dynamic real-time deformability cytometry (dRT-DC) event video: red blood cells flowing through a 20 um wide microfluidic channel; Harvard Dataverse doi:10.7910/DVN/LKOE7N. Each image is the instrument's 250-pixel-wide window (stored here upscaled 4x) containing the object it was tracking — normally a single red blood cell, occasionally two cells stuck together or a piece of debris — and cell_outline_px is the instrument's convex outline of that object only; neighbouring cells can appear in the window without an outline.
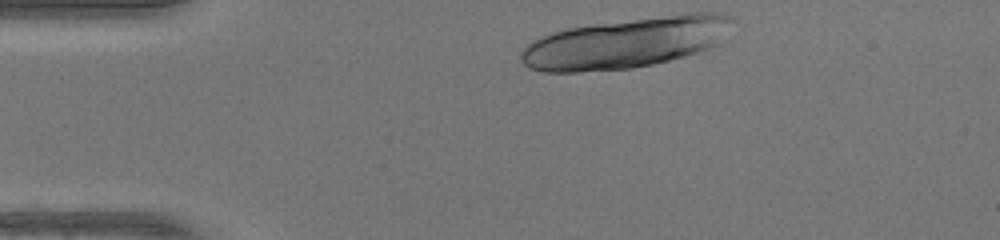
{"species": "human", "species_latin": "Homo sapiens", "temperature_condition": "warm", "stored_images_in_passage": 32, "camera_frame_rate_fps": 3000, "um_per_image_px": 0.085, "donor": {"sex": "female"}, "frame": {"image": 1, "passage_image": 1, "time_ms": 0.0, "image_size_px": [1000, 240], "cell_outline_px": [[732, 20], [716, 44], [708, 48], [684, 56], [652, 64], [632, 68], [576, 72], [544, 72], [528, 68], [520, 60], [520, 52], [532, 40], [540, 36], [552, 32], [568, 28], [596, 24], [684, 12], [716, 12], [732, 16]], "centroid_in_image_um": [53.13, 3.63], "position_along_channel_um": 31.9, "area_um2": 61.85}}
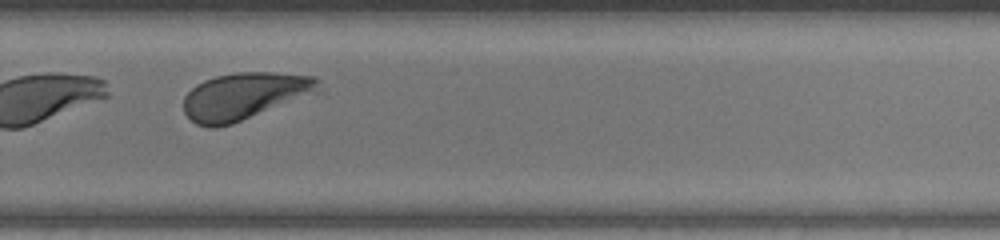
{"frame": {"image": 2, "passage_image": 25, "time_ms": 8.0, "image_size_px": [1000, 240], "cell_outline_px": [[320, 80], [312, 88], [232, 124], [216, 128], [208, 128], [196, 124], [184, 112], [184, 96], [196, 84], [204, 80], [216, 76], [236, 72], [272, 72], [316, 76]], "centroid_in_image_um": [20.51, 8.14], "position_along_channel_um": 309.3, "area_um2": 34.74}}
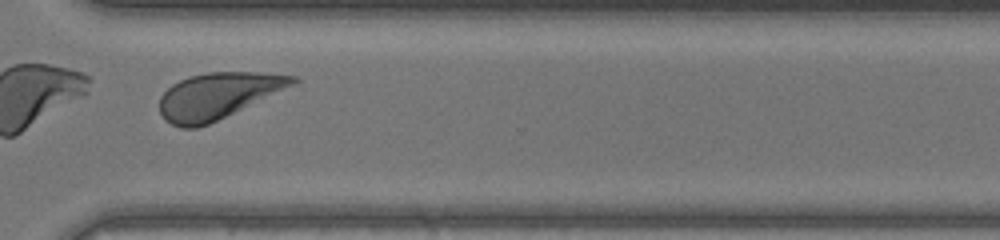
{"frame": {"image": 3, "passage_image": 28, "time_ms": 9.0, "image_size_px": [1000, 240], "cell_outline_px": [[300, 80], [292, 84], [208, 124], [196, 128], [180, 128], [164, 120], [160, 112], [160, 96], [172, 84], [180, 80], [192, 76], [208, 72], [260, 72], [296, 76]], "centroid_in_image_um": [18.43, 8.13], "position_along_channel_um": 352.2, "area_um2": 34.85}, "authors_computed_cell_mechanics": {"area_um2": 38.3214, "velocity_mm_per_s": 4.2055, "shape_relaxation_time_tau1_ms": 0.915, "shape_relaxation_time_tau2_ms": 8.0363, "deformation_change_tau1": 0.3095, "deformation_change_tau2": 0.1515}}